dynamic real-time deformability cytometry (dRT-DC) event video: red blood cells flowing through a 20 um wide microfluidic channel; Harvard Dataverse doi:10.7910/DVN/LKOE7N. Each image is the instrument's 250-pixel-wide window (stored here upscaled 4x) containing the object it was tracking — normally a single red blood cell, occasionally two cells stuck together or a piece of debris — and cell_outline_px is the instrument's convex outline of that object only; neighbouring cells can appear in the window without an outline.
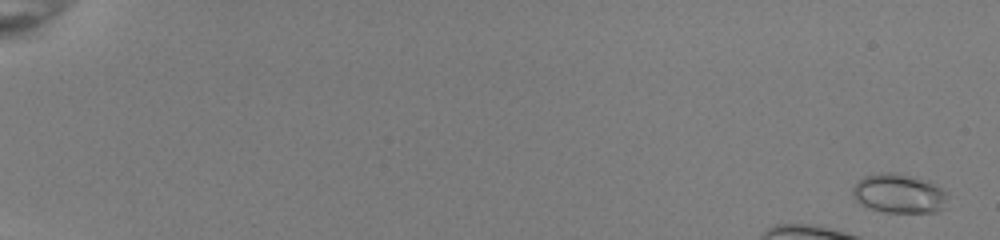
{"species": "common noctule bat (a hibernating species)", "species_latin": "Nyctalus noctula", "temperature_condition": "room temperature", "stored_images_in_passage": 11, "camera_frame_rate_fps": 3000, "um_per_image_px": 0.085, "animal": {"sex": "female", "body_mass_g": 22.0, "forearm_length_mm": 56.7}, "frame": {"image": 1, "passage_image": 2, "time_ms": 0.333, "image_size_px": [1000, 240], "cell_outline_px": [[948, 196], [944, 208], [936, 212], [884, 212], [872, 208], [856, 200], [852, 196], [852, 188], [864, 176], [888, 172], [896, 172], [928, 180], [940, 188]], "centroid_in_image_um": [76.43, 16.44], "position_along_channel_um": 8.6, "area_um2": 21.5}}